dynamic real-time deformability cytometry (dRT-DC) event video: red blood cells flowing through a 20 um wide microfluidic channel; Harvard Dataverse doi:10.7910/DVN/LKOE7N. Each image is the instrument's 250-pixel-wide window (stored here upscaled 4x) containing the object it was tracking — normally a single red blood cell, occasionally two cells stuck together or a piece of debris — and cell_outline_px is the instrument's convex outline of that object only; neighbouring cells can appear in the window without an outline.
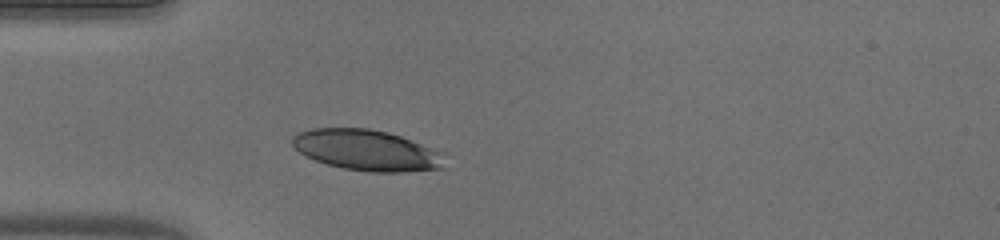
{"species": "human", "species_latin": "Homo sapiens", "temperature_condition": "warm", "stored_images_in_passage": 37, "camera_frame_rate_fps": 3000, "um_per_image_px": 0.085, "donor": {"sex": "male"}, "frame": {"image": 1, "passage_image": 1, "time_ms": 0.0, "image_size_px": [1000, 240], "cell_outline_px": [[448, 168], [404, 172], [368, 172], [344, 168], [328, 164], [316, 160], [300, 152], [292, 144], [292, 136], [300, 132], [312, 128], [368, 128], [388, 132], [400, 136], [444, 152]], "centroid_in_image_um": [31.26, 12.78], "position_along_channel_um": 53.7, "area_um2": 36.47}}
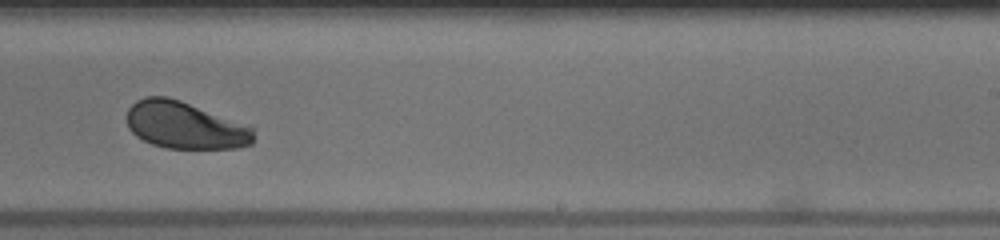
{"frame": {"image": 2, "passage_image": 18, "time_ms": 5.667, "image_size_px": [1000, 240], "cell_outline_px": [[256, 128], [252, 144], [240, 148], [164, 148], [152, 144], [136, 136], [128, 128], [128, 108], [136, 100], [144, 96], [168, 96], [180, 100]], "centroid_in_image_um": [15.73, 10.65], "position_along_channel_um": 273.3, "area_um2": 34.91}}
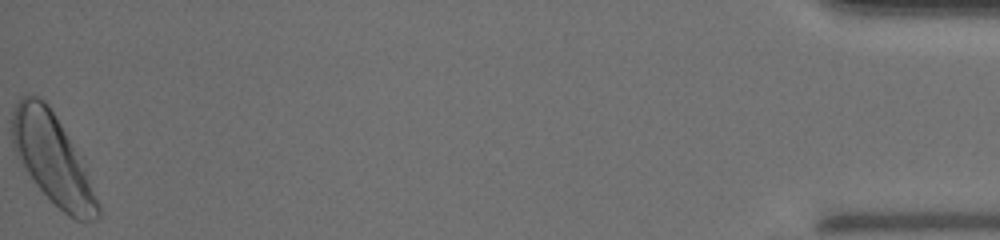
{"frame": {"image": 3, "passage_image": 37, "time_ms": 12.0, "image_size_px": [1000, 240], "cell_outline_px": [[100, 216], [96, 220], [76, 220], [68, 216], [32, 180], [20, 164], [16, 156], [12, 144], [12, 112], [16, 100], [20, 96], [28, 92], [40, 96], [48, 104], [60, 124], [100, 204]], "centroid_in_image_um": [4.36, 13.46], "position_along_channel_um": 430.8, "area_um2": 43.52}, "authors_computed_cell_mechanics": {"area_um2": 36.6452, "velocity_mm_per_s": 4.0311, "shape_relaxation_time_tau1_ms": 3.2627, "shape_relaxation_time_tau2_ms": null, "deformation_change_tau1": 0.1366, "deformation_change_tau2": null}}